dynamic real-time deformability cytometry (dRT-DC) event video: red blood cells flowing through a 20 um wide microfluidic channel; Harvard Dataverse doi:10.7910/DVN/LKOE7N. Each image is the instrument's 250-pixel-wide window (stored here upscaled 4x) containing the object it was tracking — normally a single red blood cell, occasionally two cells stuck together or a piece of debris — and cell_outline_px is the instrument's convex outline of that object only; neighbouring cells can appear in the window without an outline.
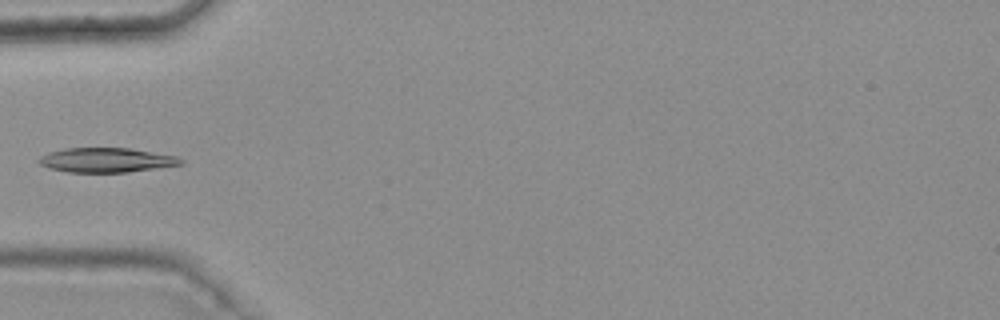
{"species": "common noctule bat (a hibernating species)", "species_latin": "Nyctalus noctula", "temperature_condition": "warm", "stored_images_in_passage": 5, "camera_frame_rate_fps": 3000, "um_per_image_px": 0.085, "animal": {"sex": "female", "body_mass_g": 25.1}, "frame": {"image": 1, "passage_image": 5, "time_ms": 1.333, "image_size_px": [1000, 320], "cell_outline_px": [[184, 164], [128, 172], [68, 172], [48, 168], [40, 164], [36, 160], [40, 156], [48, 152], [64, 148], [128, 148], [176, 156], [184, 160]], "centroid_in_image_um": [9.0, 13.61], "position_along_channel_um": 76.0, "area_um2": 20.29}}